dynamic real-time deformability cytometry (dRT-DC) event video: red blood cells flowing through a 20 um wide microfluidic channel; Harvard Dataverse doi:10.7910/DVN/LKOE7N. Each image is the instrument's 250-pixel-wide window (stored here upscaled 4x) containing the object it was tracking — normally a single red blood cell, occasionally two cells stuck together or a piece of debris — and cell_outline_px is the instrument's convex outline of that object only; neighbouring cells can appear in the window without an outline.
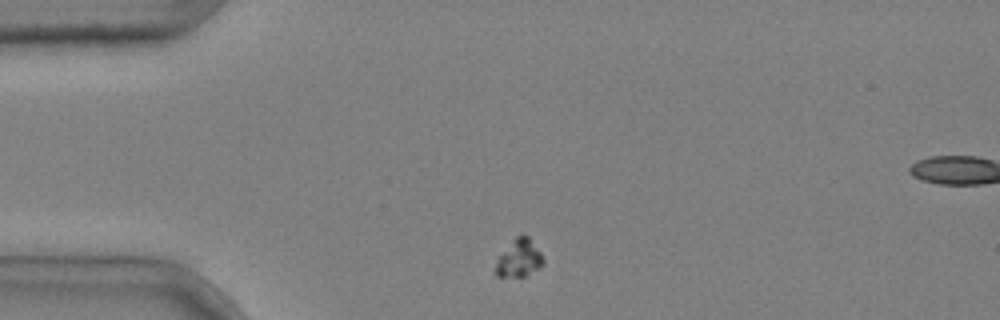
{"species": "common noctule bat (a hibernating species)", "species_latin": "Nyctalus noctula", "temperature_condition": "cold", "stored_images_in_passage": 3, "segment_of_instrument_passage": [1, 2], "camera_frame_rate_fps": 3000, "um_per_image_px": 0.085, "animal": {"sex": "male", "body_mass_g": 20.4}, "frame": {"image": 1, "passage_image": 1, "time_ms": 0.0, "image_size_px": [1000, 320], "cell_outline_px": [[544, 264], [540, 268], [524, 276], [496, 276], [496, 260], [512, 240], [516, 236], [528, 236], [540, 252], [544, 260]], "centroid_in_image_um": [44.14, 21.96], "position_along_channel_um": 40.9, "area_um2": 10.17}}